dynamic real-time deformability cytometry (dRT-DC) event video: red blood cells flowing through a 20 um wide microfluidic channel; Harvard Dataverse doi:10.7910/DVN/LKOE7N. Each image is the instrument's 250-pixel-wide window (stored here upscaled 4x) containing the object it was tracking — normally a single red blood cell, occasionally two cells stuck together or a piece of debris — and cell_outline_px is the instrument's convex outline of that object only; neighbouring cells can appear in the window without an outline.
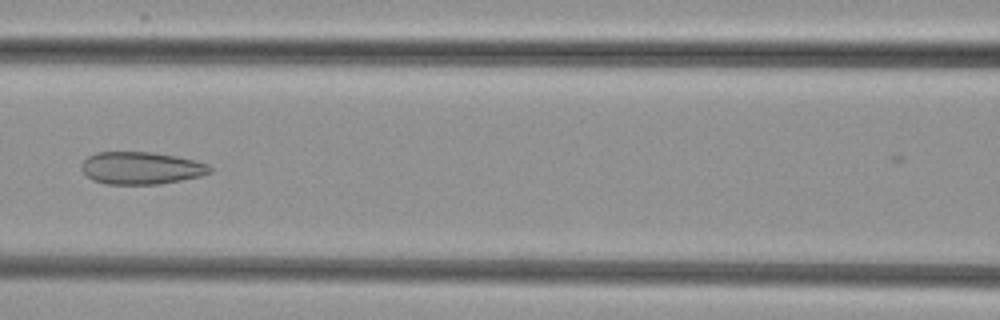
{"species": "common noctule bat (a hibernating species)", "species_latin": "Nyctalus noctula", "temperature_condition": "cold", "stored_images_in_passage": 7, "camera_frame_rate_fps": 3000, "um_per_image_px": 0.085, "animal": {"sex": "female", "body_mass_g": 29.2, "forearm_length_mm": 56.3}, "frame": {"image": 1, "passage_image": 6, "time_ms": 6.667, "image_size_px": [1000, 320], "cell_outline_px": [[212, 172], [200, 176], [160, 184], [104, 184], [92, 180], [80, 168], [80, 164], [88, 156], [96, 152], [152, 152], [176, 156], [196, 160], [208, 164], [212, 168]], "centroid_in_image_um": [11.99, 14.28], "position_along_channel_um": 154.6, "area_um2": 24.39}}
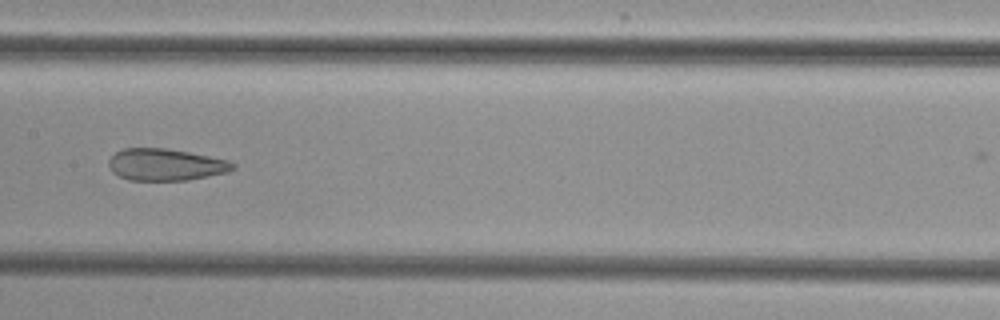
{"frame": {"image": 2, "passage_image": 7, "time_ms": 7.667, "image_size_px": [1000, 320], "cell_outline_px": [[236, 168], [228, 172], [188, 180], [128, 180], [112, 172], [108, 164], [108, 160], [116, 152], [124, 148], [168, 148], [228, 160], [236, 164]], "centroid_in_image_um": [14.08, 13.99], "position_along_channel_um": 193.3, "area_um2": 23.06}}